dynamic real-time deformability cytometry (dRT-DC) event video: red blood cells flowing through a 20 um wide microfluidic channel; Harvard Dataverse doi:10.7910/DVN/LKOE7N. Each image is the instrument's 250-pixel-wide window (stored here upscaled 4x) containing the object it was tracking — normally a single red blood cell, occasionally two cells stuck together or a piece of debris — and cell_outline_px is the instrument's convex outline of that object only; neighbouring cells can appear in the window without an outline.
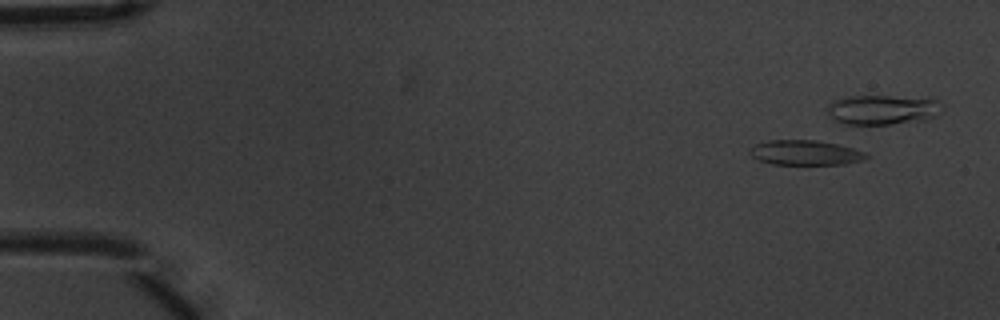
{"species": "common noctule bat (a hibernating species)", "species_latin": "Nyctalus noctula", "temperature_condition": "warm", "stored_images_in_passage": 5, "camera_frame_rate_fps": 3000, "um_per_image_px": 0.085, "animal": {"sex": "male", "body_mass_g": 20.1, "forearm_length_mm": 53.5}, "frame": {"image": 1, "passage_image": 1, "time_ms": 0.0, "image_size_px": [1000, 320], "cell_outline_px": [[868, 156], [864, 160], [848, 164], [772, 164], [760, 160], [752, 156], [748, 152], [748, 148], [756, 144], [768, 140], [816, 140], [836, 144], [852, 148], [864, 152]], "centroid_in_image_um": [68.43, 12.98], "position_along_channel_um": 16.6, "area_um2": 16.82}}